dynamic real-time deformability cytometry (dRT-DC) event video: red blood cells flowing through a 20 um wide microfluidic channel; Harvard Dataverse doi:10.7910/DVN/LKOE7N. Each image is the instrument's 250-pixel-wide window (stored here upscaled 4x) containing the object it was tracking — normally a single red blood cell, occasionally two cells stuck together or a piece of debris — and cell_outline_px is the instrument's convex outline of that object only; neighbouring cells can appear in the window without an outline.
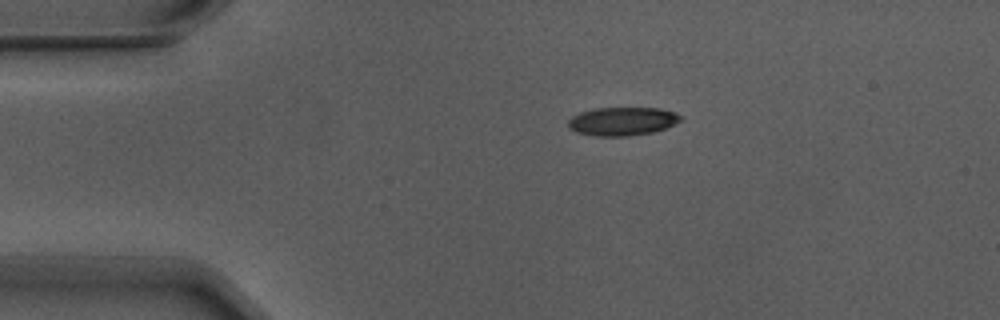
{"species": "Egyptian fruit bat (a non-hibernating species)", "species_latin": "Rousettus aegyptiacus", "temperature_condition": "warm", "stored_images_in_passage": 4, "camera_frame_rate_fps": 3000, "um_per_image_px": 0.085, "animal": {"sex": "male"}, "frame": {"image": 1, "passage_image": 2, "time_ms": 0.333, "image_size_px": [1000, 320], "cell_outline_px": [[684, 120], [676, 124], [652, 132], [628, 136], [596, 136], [576, 132], [568, 128], [568, 120], [572, 116], [580, 112], [596, 108], [660, 108], [684, 116]], "centroid_in_image_um": [52.91, 10.31], "position_along_channel_um": 32.1, "area_um2": 18.73}}
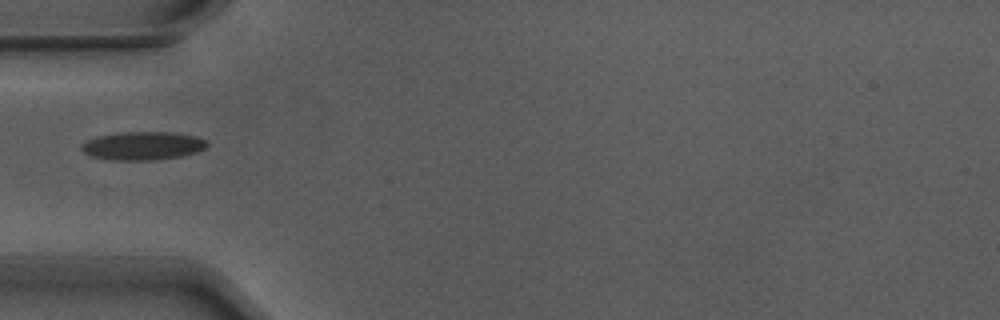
{"frame": {"image": 2, "passage_image": 4, "time_ms": 1.0, "image_size_px": [1000, 320], "cell_outline_px": [[208, 144], [204, 148], [196, 152], [180, 156], [152, 160], [112, 160], [92, 156], [84, 152], [80, 148], [80, 144], [88, 140], [100, 136], [128, 132], [172, 132], [196, 136], [204, 140]], "centroid_in_image_um": [12.13, 12.39], "position_along_channel_um": 72.9, "area_um2": 20.4}}